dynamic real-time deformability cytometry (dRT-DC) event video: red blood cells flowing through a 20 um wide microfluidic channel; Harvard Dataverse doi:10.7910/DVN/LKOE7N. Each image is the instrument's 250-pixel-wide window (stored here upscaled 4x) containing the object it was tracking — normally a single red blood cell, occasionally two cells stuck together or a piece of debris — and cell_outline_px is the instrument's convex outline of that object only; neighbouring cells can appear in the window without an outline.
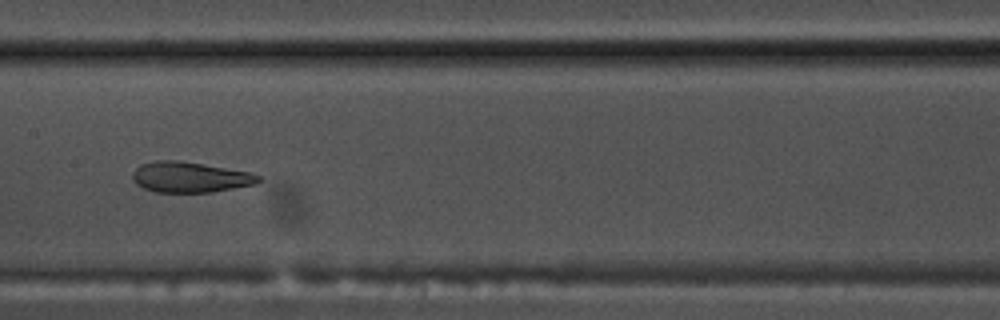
{"species": "common noctule bat (a hibernating species)", "species_latin": "Nyctalus noctula", "temperature_condition": "warm", "stored_images_in_passage": 55, "camera_frame_rate_fps": 3000, "um_per_image_px": 0.085, "animal": {"sex": "male", "body_mass_g": 17.5, "forearm_length_mm": 52.3}, "frame": {"image": 1, "passage_image": 27, "time_ms": 8.667, "image_size_px": [1000, 320], "cell_outline_px": [[260, 180], [256, 184], [212, 192], [156, 192], [144, 188], [136, 184], [132, 180], [132, 172], [140, 164], [156, 160], [180, 160], [204, 164], [248, 172], [260, 176]], "centroid_in_image_um": [16.11, 15.05], "position_along_channel_um": 191.3, "area_um2": 22.43}}
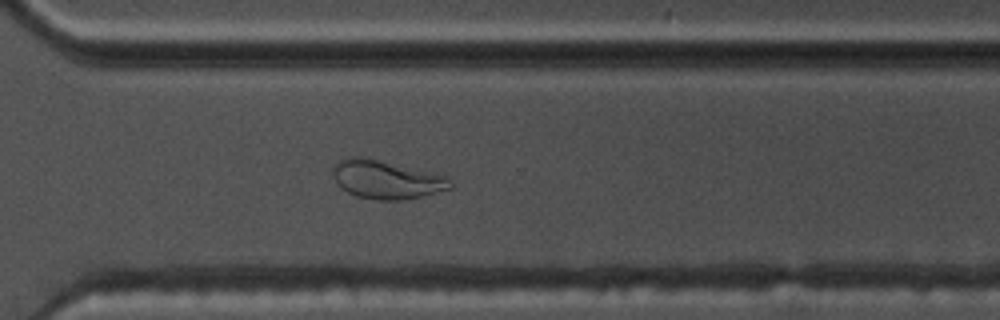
{"frame": {"image": 2, "passage_image": 39, "time_ms": 12.667, "image_size_px": [1000, 320], "cell_outline_px": [[452, 188], [424, 196], [400, 200], [380, 200], [356, 196], [340, 188], [336, 184], [332, 176], [332, 168], [340, 160], [356, 156], [360, 156], [432, 172], [448, 176], [452, 180]], "centroid_in_image_um": [32.85, 15.27], "position_along_channel_um": 337.8, "area_um2": 26.36}}
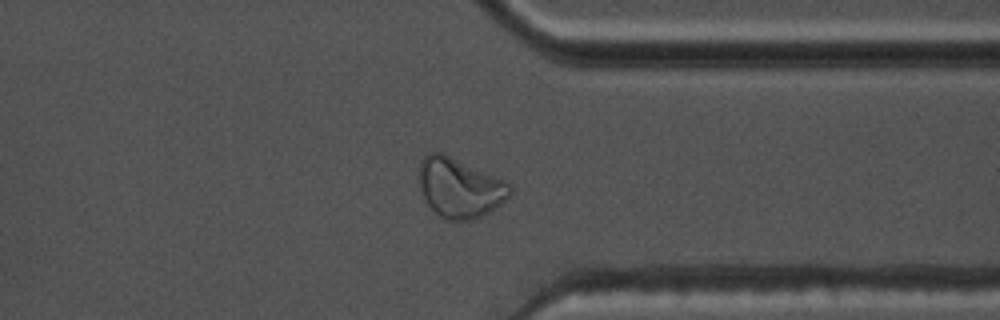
{"frame": {"image": 3, "passage_image": 42, "time_ms": 13.667, "image_size_px": [1000, 320], "cell_outline_px": [[512, 192], [500, 204], [488, 212], [472, 220], [448, 220], [440, 216], [424, 200], [420, 192], [420, 160], [428, 152], [444, 152], [504, 180], [512, 188]], "centroid_in_image_um": [39.04, 15.94], "position_along_channel_um": 372.4, "area_um2": 31.44}, "authors_computed_cell_mechanics": {"area_um2": 27.1082, "velocity_mm_per_s": 3.6677, "shape_relaxation_time_tau1_ms": null, "shape_relaxation_time_tau2_ms": 1.9677, "deformation_change_tau1": null, "deformation_change_tau2": 0.0748}}